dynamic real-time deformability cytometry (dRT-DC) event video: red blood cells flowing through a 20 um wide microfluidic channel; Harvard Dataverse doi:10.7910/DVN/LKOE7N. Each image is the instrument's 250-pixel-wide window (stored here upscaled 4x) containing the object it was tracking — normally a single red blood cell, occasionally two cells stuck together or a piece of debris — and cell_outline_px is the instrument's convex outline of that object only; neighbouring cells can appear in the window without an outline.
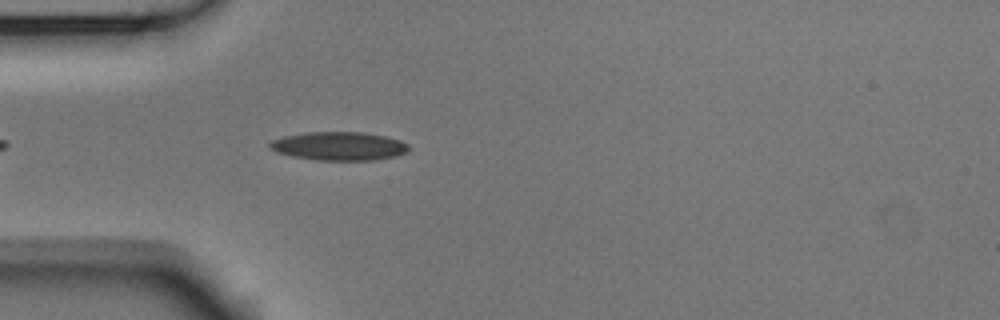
{"species": "Egyptian fruit bat (a non-hibernating species)", "species_latin": "Rousettus aegyptiacus", "temperature_condition": "room temperature", "stored_images_in_passage": 5, "camera_frame_rate_fps": 3000, "um_per_image_px": 0.085, "animal": {"sex": "male"}, "frame": {"image": 1, "passage_image": 5, "time_ms": 1.333, "image_size_px": [1000, 320], "cell_outline_px": [[408, 148], [404, 152], [396, 156], [376, 160], [316, 160], [292, 156], [276, 152], [268, 148], [268, 144], [272, 140], [284, 136], [304, 132], [364, 132], [384, 136], [400, 140], [408, 144]], "centroid_in_image_um": [28.77, 12.41], "position_along_channel_um": 56.2, "area_um2": 23.12}}